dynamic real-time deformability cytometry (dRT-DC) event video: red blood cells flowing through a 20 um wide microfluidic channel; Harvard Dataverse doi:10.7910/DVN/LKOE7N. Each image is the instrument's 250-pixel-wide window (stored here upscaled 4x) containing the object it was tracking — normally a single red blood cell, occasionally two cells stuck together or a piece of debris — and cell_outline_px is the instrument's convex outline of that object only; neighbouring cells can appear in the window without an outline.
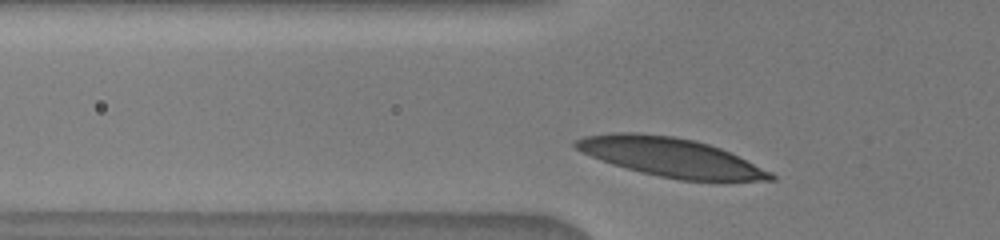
{"species": "human", "species_latin": "Homo sapiens", "temperature_condition": "warm", "stored_images_in_passage": 58, "camera_frame_rate_fps": 3000, "um_per_image_px": 0.085, "donor": {"sex": "male"}, "frame": {"image": 1, "passage_image": 2, "time_ms": 0.333, "image_size_px": [1000, 240], "cell_outline_px": [[776, 180], [680, 180], [640, 172], [612, 164], [592, 156], [576, 148], [572, 144], [572, 140], [584, 136], [612, 132], [640, 132], [676, 136], [696, 140], [720, 148], [772, 172], [776, 176]], "centroid_in_image_um": [56.96, 13.34], "position_along_channel_um": 68.8, "area_um2": 43.93}}
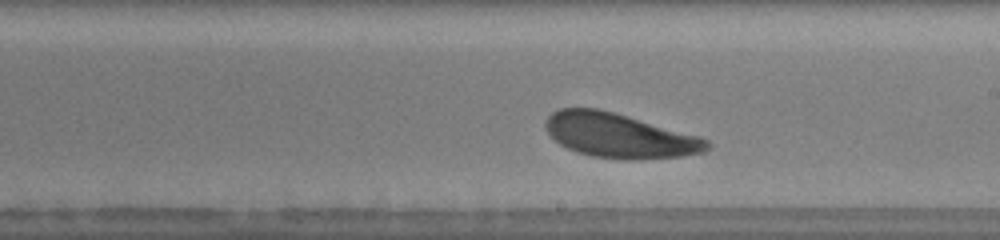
{"frame": {"image": 2, "passage_image": 37, "time_ms": 4.667, "image_size_px": [1000, 240], "cell_outline_px": [[712, 148], [704, 152], [680, 156], [640, 160], [624, 160], [592, 156], [576, 152], [560, 144], [548, 132], [544, 124], [544, 120], [552, 112], [560, 108], [600, 108], [700, 136], [708, 140], [712, 144]], "centroid_in_image_um": [52.68, 11.53], "position_along_channel_um": 236.3, "area_um2": 42.14}}
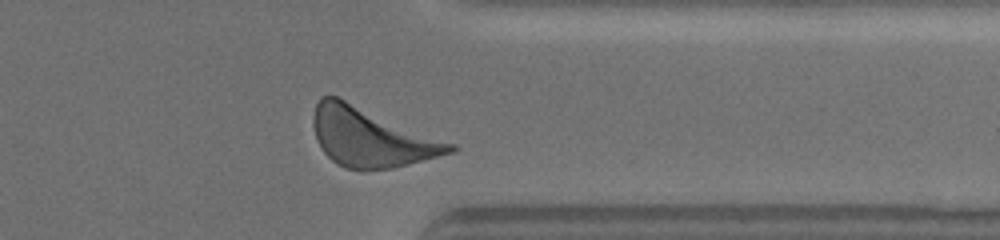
{"frame": {"image": 3, "passage_image": 55, "time_ms": 8.333, "image_size_px": [1000, 240], "cell_outline_px": [[460, 148], [456, 152], [392, 168], [344, 168], [336, 164], [324, 152], [316, 140], [312, 124], [312, 116], [316, 104], [324, 96], [336, 96], [456, 144]], "centroid_in_image_um": [31.56, 11.66], "position_along_channel_um": 379.8, "area_um2": 46.59}}